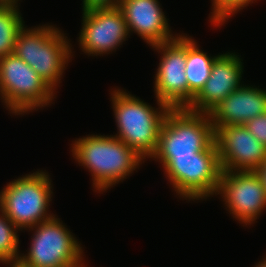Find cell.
I'll return each mask as SVG.
<instances>
[{"label":"cell","mask_w":266,"mask_h":267,"mask_svg":"<svg viewBox=\"0 0 266 267\" xmlns=\"http://www.w3.org/2000/svg\"><path fill=\"white\" fill-rule=\"evenodd\" d=\"M71 147L76 163L91 173L93 191L97 193H103L120 181L123 182L144 162L129 146L113 135L89 134L75 139Z\"/></svg>","instance_id":"6da1fadb"},{"label":"cell","mask_w":266,"mask_h":267,"mask_svg":"<svg viewBox=\"0 0 266 267\" xmlns=\"http://www.w3.org/2000/svg\"><path fill=\"white\" fill-rule=\"evenodd\" d=\"M113 115L117 123V134L144 161L157 150L159 132L170 107L157 99L158 108L152 107L126 90L111 92Z\"/></svg>","instance_id":"7a4b0ae2"},{"label":"cell","mask_w":266,"mask_h":267,"mask_svg":"<svg viewBox=\"0 0 266 267\" xmlns=\"http://www.w3.org/2000/svg\"><path fill=\"white\" fill-rule=\"evenodd\" d=\"M62 29L45 24L24 26L17 34L14 54L26 62L56 92L73 57L70 39Z\"/></svg>","instance_id":"3957f363"},{"label":"cell","mask_w":266,"mask_h":267,"mask_svg":"<svg viewBox=\"0 0 266 267\" xmlns=\"http://www.w3.org/2000/svg\"><path fill=\"white\" fill-rule=\"evenodd\" d=\"M215 141L208 114L187 108H170L159 132L158 146L151 159L163 165L170 157L193 156Z\"/></svg>","instance_id":"277c9868"},{"label":"cell","mask_w":266,"mask_h":267,"mask_svg":"<svg viewBox=\"0 0 266 267\" xmlns=\"http://www.w3.org/2000/svg\"><path fill=\"white\" fill-rule=\"evenodd\" d=\"M48 172L35 171L10 181L0 191V210L20 230H26L47 221L53 191Z\"/></svg>","instance_id":"5b68a950"},{"label":"cell","mask_w":266,"mask_h":267,"mask_svg":"<svg viewBox=\"0 0 266 267\" xmlns=\"http://www.w3.org/2000/svg\"><path fill=\"white\" fill-rule=\"evenodd\" d=\"M55 92L14 53L0 58V98L14 115H24L51 105Z\"/></svg>","instance_id":"8992f818"},{"label":"cell","mask_w":266,"mask_h":267,"mask_svg":"<svg viewBox=\"0 0 266 267\" xmlns=\"http://www.w3.org/2000/svg\"><path fill=\"white\" fill-rule=\"evenodd\" d=\"M162 167L181 199H207L218 190L222 169L215 141L193 156L170 157Z\"/></svg>","instance_id":"52a82bcc"},{"label":"cell","mask_w":266,"mask_h":267,"mask_svg":"<svg viewBox=\"0 0 266 267\" xmlns=\"http://www.w3.org/2000/svg\"><path fill=\"white\" fill-rule=\"evenodd\" d=\"M63 224L55 215L26 229L33 231L31 246L18 263L22 267H86L81 244Z\"/></svg>","instance_id":"ba28073f"},{"label":"cell","mask_w":266,"mask_h":267,"mask_svg":"<svg viewBox=\"0 0 266 267\" xmlns=\"http://www.w3.org/2000/svg\"><path fill=\"white\" fill-rule=\"evenodd\" d=\"M160 53V62L154 78L156 99L170 108L188 107V81L185 74L187 34L152 46Z\"/></svg>","instance_id":"9c48e42d"},{"label":"cell","mask_w":266,"mask_h":267,"mask_svg":"<svg viewBox=\"0 0 266 267\" xmlns=\"http://www.w3.org/2000/svg\"><path fill=\"white\" fill-rule=\"evenodd\" d=\"M240 224L252 225L266 208V192L255 171H222L215 194Z\"/></svg>","instance_id":"30bf717a"},{"label":"cell","mask_w":266,"mask_h":267,"mask_svg":"<svg viewBox=\"0 0 266 267\" xmlns=\"http://www.w3.org/2000/svg\"><path fill=\"white\" fill-rule=\"evenodd\" d=\"M79 47L88 56H103L116 49L129 35L122 11L116 8H93L82 12Z\"/></svg>","instance_id":"8fae6325"},{"label":"cell","mask_w":266,"mask_h":267,"mask_svg":"<svg viewBox=\"0 0 266 267\" xmlns=\"http://www.w3.org/2000/svg\"><path fill=\"white\" fill-rule=\"evenodd\" d=\"M222 171H256L266 159V146L244 125L215 126Z\"/></svg>","instance_id":"7c38bea8"},{"label":"cell","mask_w":266,"mask_h":267,"mask_svg":"<svg viewBox=\"0 0 266 267\" xmlns=\"http://www.w3.org/2000/svg\"><path fill=\"white\" fill-rule=\"evenodd\" d=\"M236 53L220 54L211 68L204 87L187 107L190 111L208 114L230 93L242 86L243 63Z\"/></svg>","instance_id":"4fadbf2b"},{"label":"cell","mask_w":266,"mask_h":267,"mask_svg":"<svg viewBox=\"0 0 266 267\" xmlns=\"http://www.w3.org/2000/svg\"><path fill=\"white\" fill-rule=\"evenodd\" d=\"M118 8L124 15L129 34H138L150 46L171 41L178 36L169 28V19L158 0H120Z\"/></svg>","instance_id":"5bb4252c"},{"label":"cell","mask_w":266,"mask_h":267,"mask_svg":"<svg viewBox=\"0 0 266 267\" xmlns=\"http://www.w3.org/2000/svg\"><path fill=\"white\" fill-rule=\"evenodd\" d=\"M264 113H266V90L243 84L232 91L208 115L215 127L244 125Z\"/></svg>","instance_id":"9a60e30c"},{"label":"cell","mask_w":266,"mask_h":267,"mask_svg":"<svg viewBox=\"0 0 266 267\" xmlns=\"http://www.w3.org/2000/svg\"><path fill=\"white\" fill-rule=\"evenodd\" d=\"M187 36V59L185 74L188 81V106L194 97L204 87L205 82L211 75V68L215 59L219 56H208L199 49L197 42Z\"/></svg>","instance_id":"2e32d148"},{"label":"cell","mask_w":266,"mask_h":267,"mask_svg":"<svg viewBox=\"0 0 266 267\" xmlns=\"http://www.w3.org/2000/svg\"><path fill=\"white\" fill-rule=\"evenodd\" d=\"M24 23L18 2H0V58L14 53L15 40Z\"/></svg>","instance_id":"e0dca14e"},{"label":"cell","mask_w":266,"mask_h":267,"mask_svg":"<svg viewBox=\"0 0 266 267\" xmlns=\"http://www.w3.org/2000/svg\"><path fill=\"white\" fill-rule=\"evenodd\" d=\"M20 231L12 221L0 210V263H18L21 253H19Z\"/></svg>","instance_id":"ac0fdd59"},{"label":"cell","mask_w":266,"mask_h":267,"mask_svg":"<svg viewBox=\"0 0 266 267\" xmlns=\"http://www.w3.org/2000/svg\"><path fill=\"white\" fill-rule=\"evenodd\" d=\"M212 9L210 22L211 25L215 27L222 26L227 20H229L232 15L238 13L244 7L249 6V4L254 3L253 1L257 0H211ZM229 18V19H228Z\"/></svg>","instance_id":"d6986e66"},{"label":"cell","mask_w":266,"mask_h":267,"mask_svg":"<svg viewBox=\"0 0 266 267\" xmlns=\"http://www.w3.org/2000/svg\"><path fill=\"white\" fill-rule=\"evenodd\" d=\"M246 129L266 146V113L256 116L246 124Z\"/></svg>","instance_id":"ffe728a7"},{"label":"cell","mask_w":266,"mask_h":267,"mask_svg":"<svg viewBox=\"0 0 266 267\" xmlns=\"http://www.w3.org/2000/svg\"><path fill=\"white\" fill-rule=\"evenodd\" d=\"M82 11L93 8H116L119 7L120 0H83Z\"/></svg>","instance_id":"44dd1931"},{"label":"cell","mask_w":266,"mask_h":267,"mask_svg":"<svg viewBox=\"0 0 266 267\" xmlns=\"http://www.w3.org/2000/svg\"><path fill=\"white\" fill-rule=\"evenodd\" d=\"M255 172L260 177V180L263 184V189L266 192V159L263 162V164Z\"/></svg>","instance_id":"7402d4cb"},{"label":"cell","mask_w":266,"mask_h":267,"mask_svg":"<svg viewBox=\"0 0 266 267\" xmlns=\"http://www.w3.org/2000/svg\"><path fill=\"white\" fill-rule=\"evenodd\" d=\"M254 267H266V257L260 260Z\"/></svg>","instance_id":"603a6c76"},{"label":"cell","mask_w":266,"mask_h":267,"mask_svg":"<svg viewBox=\"0 0 266 267\" xmlns=\"http://www.w3.org/2000/svg\"><path fill=\"white\" fill-rule=\"evenodd\" d=\"M10 267H22L19 263L8 264Z\"/></svg>","instance_id":"cb8c5ba5"},{"label":"cell","mask_w":266,"mask_h":267,"mask_svg":"<svg viewBox=\"0 0 266 267\" xmlns=\"http://www.w3.org/2000/svg\"><path fill=\"white\" fill-rule=\"evenodd\" d=\"M20 0H0V2H19Z\"/></svg>","instance_id":"d4e9b609"}]
</instances>
